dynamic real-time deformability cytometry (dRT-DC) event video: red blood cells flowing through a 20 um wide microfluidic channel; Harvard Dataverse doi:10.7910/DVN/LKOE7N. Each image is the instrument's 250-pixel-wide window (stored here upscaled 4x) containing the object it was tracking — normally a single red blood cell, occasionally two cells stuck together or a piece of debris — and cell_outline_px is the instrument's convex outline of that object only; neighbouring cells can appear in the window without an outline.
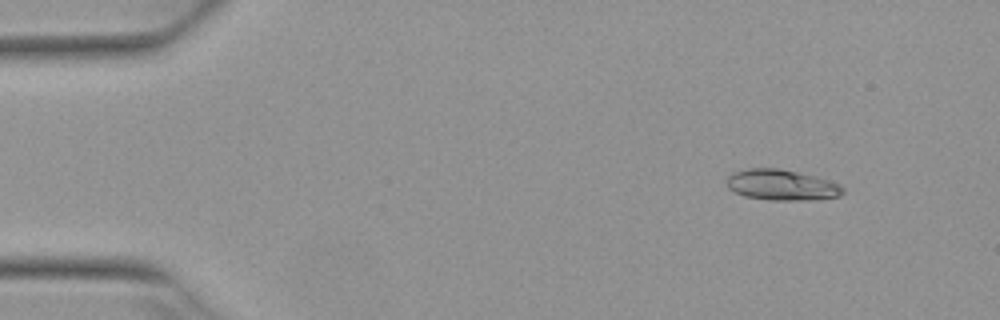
{"species": "Egyptian fruit bat (a non-hibernating species)", "species_latin": "Rousettus aegyptiacus", "temperature_condition": "warm", "stored_images_in_passage": 5, "camera_frame_rate_fps": 3000, "um_per_image_px": 0.085, "animal": {"sex": "female"}, "frame": {"image": 1, "passage_image": 2, "time_ms": 0.333, "image_size_px": [1000, 320], "cell_outline_px": [[844, 192], [840, 196], [812, 200], [768, 200], [744, 196], [728, 188], [728, 176], [732, 172], [748, 168], [776, 168], [796, 172], [828, 180], [840, 184], [844, 188]], "centroid_in_image_um": [66.44, 15.73], "position_along_channel_um": 18.6, "area_um2": 20.69}}
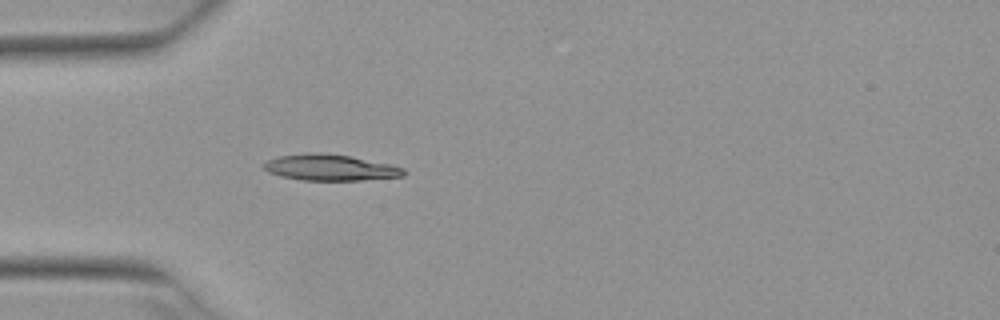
{"frame": {"image": 2, "passage_image": 5, "time_ms": 1.333, "image_size_px": [1000, 320], "cell_outline_px": [[404, 176], [360, 180], [300, 180], [280, 176], [268, 172], [260, 168], [260, 164], [268, 160], [280, 156], [352, 156], [388, 164], [404, 168]], "centroid_in_image_um": [28.05, 14.3], "position_along_channel_um": 56.9, "area_um2": 20.23}}